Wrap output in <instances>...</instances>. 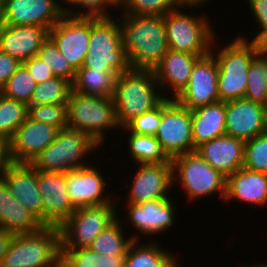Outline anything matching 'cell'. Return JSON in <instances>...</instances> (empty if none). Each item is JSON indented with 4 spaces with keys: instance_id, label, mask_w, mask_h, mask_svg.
I'll return each mask as SVG.
<instances>
[{
    "instance_id": "cell-1",
    "label": "cell",
    "mask_w": 267,
    "mask_h": 267,
    "mask_svg": "<svg viewBox=\"0 0 267 267\" xmlns=\"http://www.w3.org/2000/svg\"><path fill=\"white\" fill-rule=\"evenodd\" d=\"M120 18L122 47L131 68L154 70L169 49L164 16L121 15Z\"/></svg>"
},
{
    "instance_id": "cell-2",
    "label": "cell",
    "mask_w": 267,
    "mask_h": 267,
    "mask_svg": "<svg viewBox=\"0 0 267 267\" xmlns=\"http://www.w3.org/2000/svg\"><path fill=\"white\" fill-rule=\"evenodd\" d=\"M245 37L237 35L236 38L230 40V43H225L224 47H221L219 43L217 47L215 46L216 38L213 41L211 52L218 63L219 101L226 102L244 98L248 68L252 59L264 48L263 44L249 41L250 38ZM217 48H219L218 51Z\"/></svg>"
},
{
    "instance_id": "cell-3",
    "label": "cell",
    "mask_w": 267,
    "mask_h": 267,
    "mask_svg": "<svg viewBox=\"0 0 267 267\" xmlns=\"http://www.w3.org/2000/svg\"><path fill=\"white\" fill-rule=\"evenodd\" d=\"M159 89L153 70L130 68L119 74L113 100L120 128L156 107L164 99Z\"/></svg>"
},
{
    "instance_id": "cell-4",
    "label": "cell",
    "mask_w": 267,
    "mask_h": 267,
    "mask_svg": "<svg viewBox=\"0 0 267 267\" xmlns=\"http://www.w3.org/2000/svg\"><path fill=\"white\" fill-rule=\"evenodd\" d=\"M198 7L202 6L182 4L164 15L166 38L170 50L196 56H205L211 52L213 41L219 35H215L216 32L213 30L216 29H213L212 23H209L208 16L183 12L185 8L198 10Z\"/></svg>"
},
{
    "instance_id": "cell-5",
    "label": "cell",
    "mask_w": 267,
    "mask_h": 267,
    "mask_svg": "<svg viewBox=\"0 0 267 267\" xmlns=\"http://www.w3.org/2000/svg\"><path fill=\"white\" fill-rule=\"evenodd\" d=\"M67 124L88 134L101 147L108 130L120 129L113 97L86 95L71 91L67 101Z\"/></svg>"
},
{
    "instance_id": "cell-6",
    "label": "cell",
    "mask_w": 267,
    "mask_h": 267,
    "mask_svg": "<svg viewBox=\"0 0 267 267\" xmlns=\"http://www.w3.org/2000/svg\"><path fill=\"white\" fill-rule=\"evenodd\" d=\"M60 230L44 226L32 234H14L0 267H59Z\"/></svg>"
},
{
    "instance_id": "cell-7",
    "label": "cell",
    "mask_w": 267,
    "mask_h": 267,
    "mask_svg": "<svg viewBox=\"0 0 267 267\" xmlns=\"http://www.w3.org/2000/svg\"><path fill=\"white\" fill-rule=\"evenodd\" d=\"M99 147L101 148L88 134L67 127L59 130L55 140L30 164L40 171L76 170L89 165V161H86V158H89L87 156L99 150Z\"/></svg>"
},
{
    "instance_id": "cell-8",
    "label": "cell",
    "mask_w": 267,
    "mask_h": 267,
    "mask_svg": "<svg viewBox=\"0 0 267 267\" xmlns=\"http://www.w3.org/2000/svg\"><path fill=\"white\" fill-rule=\"evenodd\" d=\"M114 15L90 17V40L84 68L117 71L119 74L131 68Z\"/></svg>"
},
{
    "instance_id": "cell-9",
    "label": "cell",
    "mask_w": 267,
    "mask_h": 267,
    "mask_svg": "<svg viewBox=\"0 0 267 267\" xmlns=\"http://www.w3.org/2000/svg\"><path fill=\"white\" fill-rule=\"evenodd\" d=\"M173 184H180L185 197L200 200L219 193L223 201L226 195V177L211 167L196 151L179 155L172 160ZM178 181V182H177Z\"/></svg>"
},
{
    "instance_id": "cell-10",
    "label": "cell",
    "mask_w": 267,
    "mask_h": 267,
    "mask_svg": "<svg viewBox=\"0 0 267 267\" xmlns=\"http://www.w3.org/2000/svg\"><path fill=\"white\" fill-rule=\"evenodd\" d=\"M116 204L76 208L59 226L61 250L87 248L97 235L120 216Z\"/></svg>"
},
{
    "instance_id": "cell-11",
    "label": "cell",
    "mask_w": 267,
    "mask_h": 267,
    "mask_svg": "<svg viewBox=\"0 0 267 267\" xmlns=\"http://www.w3.org/2000/svg\"><path fill=\"white\" fill-rule=\"evenodd\" d=\"M155 137L171 160L195 151L191 110L181 106L175 99L164 98L162 119Z\"/></svg>"
},
{
    "instance_id": "cell-12",
    "label": "cell",
    "mask_w": 267,
    "mask_h": 267,
    "mask_svg": "<svg viewBox=\"0 0 267 267\" xmlns=\"http://www.w3.org/2000/svg\"><path fill=\"white\" fill-rule=\"evenodd\" d=\"M64 58L77 71L85 61L90 40V17L63 16L49 31Z\"/></svg>"
},
{
    "instance_id": "cell-13",
    "label": "cell",
    "mask_w": 267,
    "mask_h": 267,
    "mask_svg": "<svg viewBox=\"0 0 267 267\" xmlns=\"http://www.w3.org/2000/svg\"><path fill=\"white\" fill-rule=\"evenodd\" d=\"M217 81L218 63L210 52L195 61L187 87L175 100L189 110L216 103L219 101Z\"/></svg>"
},
{
    "instance_id": "cell-14",
    "label": "cell",
    "mask_w": 267,
    "mask_h": 267,
    "mask_svg": "<svg viewBox=\"0 0 267 267\" xmlns=\"http://www.w3.org/2000/svg\"><path fill=\"white\" fill-rule=\"evenodd\" d=\"M171 194L169 197L164 199H157L153 201L141 202L138 204L126 203L127 214L126 219L128 218L131 223V227L134 231L131 238L133 240L139 239V233L143 235H157L165 234L164 231H168L172 228L175 223V205L172 201ZM128 207V208H127ZM128 215V216H127Z\"/></svg>"
},
{
    "instance_id": "cell-15",
    "label": "cell",
    "mask_w": 267,
    "mask_h": 267,
    "mask_svg": "<svg viewBox=\"0 0 267 267\" xmlns=\"http://www.w3.org/2000/svg\"><path fill=\"white\" fill-rule=\"evenodd\" d=\"M105 176L92 164L65 172V182L71 204L75 208L100 206L114 202L113 195H107ZM106 193V194H105ZM113 198V199H112Z\"/></svg>"
},
{
    "instance_id": "cell-16",
    "label": "cell",
    "mask_w": 267,
    "mask_h": 267,
    "mask_svg": "<svg viewBox=\"0 0 267 267\" xmlns=\"http://www.w3.org/2000/svg\"><path fill=\"white\" fill-rule=\"evenodd\" d=\"M138 165L139 168L129 182L126 203L138 204L169 197L171 188L174 189L172 162Z\"/></svg>"
},
{
    "instance_id": "cell-17",
    "label": "cell",
    "mask_w": 267,
    "mask_h": 267,
    "mask_svg": "<svg viewBox=\"0 0 267 267\" xmlns=\"http://www.w3.org/2000/svg\"><path fill=\"white\" fill-rule=\"evenodd\" d=\"M63 16L62 4L57 0H6L0 23L37 25L49 31Z\"/></svg>"
},
{
    "instance_id": "cell-18",
    "label": "cell",
    "mask_w": 267,
    "mask_h": 267,
    "mask_svg": "<svg viewBox=\"0 0 267 267\" xmlns=\"http://www.w3.org/2000/svg\"><path fill=\"white\" fill-rule=\"evenodd\" d=\"M38 189L43 201V225L59 227L75 210L65 182V172L38 170Z\"/></svg>"
},
{
    "instance_id": "cell-19",
    "label": "cell",
    "mask_w": 267,
    "mask_h": 267,
    "mask_svg": "<svg viewBox=\"0 0 267 267\" xmlns=\"http://www.w3.org/2000/svg\"><path fill=\"white\" fill-rule=\"evenodd\" d=\"M57 127L36 122L29 117L17 128L9 143L13 163H31L56 138Z\"/></svg>"
},
{
    "instance_id": "cell-20",
    "label": "cell",
    "mask_w": 267,
    "mask_h": 267,
    "mask_svg": "<svg viewBox=\"0 0 267 267\" xmlns=\"http://www.w3.org/2000/svg\"><path fill=\"white\" fill-rule=\"evenodd\" d=\"M226 134L248 141L267 132L264 106L248 99L226 101Z\"/></svg>"
},
{
    "instance_id": "cell-21",
    "label": "cell",
    "mask_w": 267,
    "mask_h": 267,
    "mask_svg": "<svg viewBox=\"0 0 267 267\" xmlns=\"http://www.w3.org/2000/svg\"><path fill=\"white\" fill-rule=\"evenodd\" d=\"M2 178L12 195L43 224V199L38 189V170L30 163L11 162Z\"/></svg>"
},
{
    "instance_id": "cell-22",
    "label": "cell",
    "mask_w": 267,
    "mask_h": 267,
    "mask_svg": "<svg viewBox=\"0 0 267 267\" xmlns=\"http://www.w3.org/2000/svg\"><path fill=\"white\" fill-rule=\"evenodd\" d=\"M47 38L48 30L43 26H10L0 23V51L21 63L36 57Z\"/></svg>"
},
{
    "instance_id": "cell-23",
    "label": "cell",
    "mask_w": 267,
    "mask_h": 267,
    "mask_svg": "<svg viewBox=\"0 0 267 267\" xmlns=\"http://www.w3.org/2000/svg\"><path fill=\"white\" fill-rule=\"evenodd\" d=\"M199 57L202 56L168 49L161 62L153 70L161 92L163 90L164 98L175 99L187 87L192 68ZM167 88L170 93L166 94L164 92Z\"/></svg>"
},
{
    "instance_id": "cell-24",
    "label": "cell",
    "mask_w": 267,
    "mask_h": 267,
    "mask_svg": "<svg viewBox=\"0 0 267 267\" xmlns=\"http://www.w3.org/2000/svg\"><path fill=\"white\" fill-rule=\"evenodd\" d=\"M195 151L227 178L243 167L245 141L225 134L200 144Z\"/></svg>"
},
{
    "instance_id": "cell-25",
    "label": "cell",
    "mask_w": 267,
    "mask_h": 267,
    "mask_svg": "<svg viewBox=\"0 0 267 267\" xmlns=\"http://www.w3.org/2000/svg\"><path fill=\"white\" fill-rule=\"evenodd\" d=\"M241 201L250 205L266 206L267 173L252 171L245 167L226 178L224 202Z\"/></svg>"
},
{
    "instance_id": "cell-26",
    "label": "cell",
    "mask_w": 267,
    "mask_h": 267,
    "mask_svg": "<svg viewBox=\"0 0 267 267\" xmlns=\"http://www.w3.org/2000/svg\"><path fill=\"white\" fill-rule=\"evenodd\" d=\"M44 225L28 211L10 192L5 180L0 178V229L13 234H32Z\"/></svg>"
},
{
    "instance_id": "cell-27",
    "label": "cell",
    "mask_w": 267,
    "mask_h": 267,
    "mask_svg": "<svg viewBox=\"0 0 267 267\" xmlns=\"http://www.w3.org/2000/svg\"><path fill=\"white\" fill-rule=\"evenodd\" d=\"M226 102L218 101L191 110L192 137L200 144L226 134Z\"/></svg>"
},
{
    "instance_id": "cell-28",
    "label": "cell",
    "mask_w": 267,
    "mask_h": 267,
    "mask_svg": "<svg viewBox=\"0 0 267 267\" xmlns=\"http://www.w3.org/2000/svg\"><path fill=\"white\" fill-rule=\"evenodd\" d=\"M141 242L133 240L130 243L123 261L126 267H175L178 264L177 256L161 248L156 240Z\"/></svg>"
},
{
    "instance_id": "cell-29",
    "label": "cell",
    "mask_w": 267,
    "mask_h": 267,
    "mask_svg": "<svg viewBox=\"0 0 267 267\" xmlns=\"http://www.w3.org/2000/svg\"><path fill=\"white\" fill-rule=\"evenodd\" d=\"M118 75L117 71L89 69L82 66L76 71L72 91L86 95L113 97Z\"/></svg>"
},
{
    "instance_id": "cell-30",
    "label": "cell",
    "mask_w": 267,
    "mask_h": 267,
    "mask_svg": "<svg viewBox=\"0 0 267 267\" xmlns=\"http://www.w3.org/2000/svg\"><path fill=\"white\" fill-rule=\"evenodd\" d=\"M126 135L129 134L127 148L132 161L136 164H159L165 162H172L163 150L160 142L155 136L131 133L126 127L119 129Z\"/></svg>"
},
{
    "instance_id": "cell-31",
    "label": "cell",
    "mask_w": 267,
    "mask_h": 267,
    "mask_svg": "<svg viewBox=\"0 0 267 267\" xmlns=\"http://www.w3.org/2000/svg\"><path fill=\"white\" fill-rule=\"evenodd\" d=\"M122 220L117 219L103 230L88 246L89 249L100 254L109 256H125L130 243L133 241L131 236H126L123 230ZM125 233V234H124Z\"/></svg>"
},
{
    "instance_id": "cell-32",
    "label": "cell",
    "mask_w": 267,
    "mask_h": 267,
    "mask_svg": "<svg viewBox=\"0 0 267 267\" xmlns=\"http://www.w3.org/2000/svg\"><path fill=\"white\" fill-rule=\"evenodd\" d=\"M244 98L263 106L267 102V50L265 48L252 59L248 68Z\"/></svg>"
},
{
    "instance_id": "cell-33",
    "label": "cell",
    "mask_w": 267,
    "mask_h": 267,
    "mask_svg": "<svg viewBox=\"0 0 267 267\" xmlns=\"http://www.w3.org/2000/svg\"><path fill=\"white\" fill-rule=\"evenodd\" d=\"M125 256H109L91 249L61 250L62 267H119Z\"/></svg>"
},
{
    "instance_id": "cell-34",
    "label": "cell",
    "mask_w": 267,
    "mask_h": 267,
    "mask_svg": "<svg viewBox=\"0 0 267 267\" xmlns=\"http://www.w3.org/2000/svg\"><path fill=\"white\" fill-rule=\"evenodd\" d=\"M71 91V82L62 77L54 76L45 82L36 84L28 105L67 104Z\"/></svg>"
},
{
    "instance_id": "cell-35",
    "label": "cell",
    "mask_w": 267,
    "mask_h": 267,
    "mask_svg": "<svg viewBox=\"0 0 267 267\" xmlns=\"http://www.w3.org/2000/svg\"><path fill=\"white\" fill-rule=\"evenodd\" d=\"M28 117V105L0 93V136L9 141Z\"/></svg>"
},
{
    "instance_id": "cell-36",
    "label": "cell",
    "mask_w": 267,
    "mask_h": 267,
    "mask_svg": "<svg viewBox=\"0 0 267 267\" xmlns=\"http://www.w3.org/2000/svg\"><path fill=\"white\" fill-rule=\"evenodd\" d=\"M36 88V83L27 70L21 64L8 81L1 87L0 93L10 99L29 104L33 92Z\"/></svg>"
},
{
    "instance_id": "cell-37",
    "label": "cell",
    "mask_w": 267,
    "mask_h": 267,
    "mask_svg": "<svg viewBox=\"0 0 267 267\" xmlns=\"http://www.w3.org/2000/svg\"><path fill=\"white\" fill-rule=\"evenodd\" d=\"M46 66L50 68L54 76L62 77L73 83L76 71L58 50L54 42L48 37L41 45L37 55Z\"/></svg>"
},
{
    "instance_id": "cell-38",
    "label": "cell",
    "mask_w": 267,
    "mask_h": 267,
    "mask_svg": "<svg viewBox=\"0 0 267 267\" xmlns=\"http://www.w3.org/2000/svg\"><path fill=\"white\" fill-rule=\"evenodd\" d=\"M180 5L178 0H128L120 15L164 16Z\"/></svg>"
},
{
    "instance_id": "cell-39",
    "label": "cell",
    "mask_w": 267,
    "mask_h": 267,
    "mask_svg": "<svg viewBox=\"0 0 267 267\" xmlns=\"http://www.w3.org/2000/svg\"><path fill=\"white\" fill-rule=\"evenodd\" d=\"M61 3L63 4V15L71 17H111L109 8L114 7L108 0H63ZM64 4L69 5V7ZM72 5L73 7L76 6L75 10ZM78 7L81 9L78 10Z\"/></svg>"
},
{
    "instance_id": "cell-40",
    "label": "cell",
    "mask_w": 267,
    "mask_h": 267,
    "mask_svg": "<svg viewBox=\"0 0 267 267\" xmlns=\"http://www.w3.org/2000/svg\"><path fill=\"white\" fill-rule=\"evenodd\" d=\"M243 167L267 173V132L245 142Z\"/></svg>"
},
{
    "instance_id": "cell-41",
    "label": "cell",
    "mask_w": 267,
    "mask_h": 267,
    "mask_svg": "<svg viewBox=\"0 0 267 267\" xmlns=\"http://www.w3.org/2000/svg\"><path fill=\"white\" fill-rule=\"evenodd\" d=\"M28 117L36 122L67 128V104L59 105H28Z\"/></svg>"
},
{
    "instance_id": "cell-42",
    "label": "cell",
    "mask_w": 267,
    "mask_h": 267,
    "mask_svg": "<svg viewBox=\"0 0 267 267\" xmlns=\"http://www.w3.org/2000/svg\"><path fill=\"white\" fill-rule=\"evenodd\" d=\"M163 100L153 109L134 118L125 127L136 134L155 136L162 119Z\"/></svg>"
},
{
    "instance_id": "cell-43",
    "label": "cell",
    "mask_w": 267,
    "mask_h": 267,
    "mask_svg": "<svg viewBox=\"0 0 267 267\" xmlns=\"http://www.w3.org/2000/svg\"><path fill=\"white\" fill-rule=\"evenodd\" d=\"M250 12L254 16V23L257 26V33H255L252 40L249 41L257 42L260 44L267 43V0H246Z\"/></svg>"
},
{
    "instance_id": "cell-44",
    "label": "cell",
    "mask_w": 267,
    "mask_h": 267,
    "mask_svg": "<svg viewBox=\"0 0 267 267\" xmlns=\"http://www.w3.org/2000/svg\"><path fill=\"white\" fill-rule=\"evenodd\" d=\"M22 64L30 72L36 84L45 82L54 77V74L50 68L47 67L45 62H43L38 56L32 57Z\"/></svg>"
},
{
    "instance_id": "cell-45",
    "label": "cell",
    "mask_w": 267,
    "mask_h": 267,
    "mask_svg": "<svg viewBox=\"0 0 267 267\" xmlns=\"http://www.w3.org/2000/svg\"><path fill=\"white\" fill-rule=\"evenodd\" d=\"M21 64L18 59L0 51V89Z\"/></svg>"
},
{
    "instance_id": "cell-46",
    "label": "cell",
    "mask_w": 267,
    "mask_h": 267,
    "mask_svg": "<svg viewBox=\"0 0 267 267\" xmlns=\"http://www.w3.org/2000/svg\"><path fill=\"white\" fill-rule=\"evenodd\" d=\"M10 163L9 143L3 136H0V178Z\"/></svg>"
},
{
    "instance_id": "cell-47",
    "label": "cell",
    "mask_w": 267,
    "mask_h": 267,
    "mask_svg": "<svg viewBox=\"0 0 267 267\" xmlns=\"http://www.w3.org/2000/svg\"><path fill=\"white\" fill-rule=\"evenodd\" d=\"M13 236H14L13 233L6 231L4 229H0V265L4 255L6 254L9 248Z\"/></svg>"
},
{
    "instance_id": "cell-48",
    "label": "cell",
    "mask_w": 267,
    "mask_h": 267,
    "mask_svg": "<svg viewBox=\"0 0 267 267\" xmlns=\"http://www.w3.org/2000/svg\"><path fill=\"white\" fill-rule=\"evenodd\" d=\"M180 4L182 5H201L209 4L210 0H178Z\"/></svg>"
},
{
    "instance_id": "cell-49",
    "label": "cell",
    "mask_w": 267,
    "mask_h": 267,
    "mask_svg": "<svg viewBox=\"0 0 267 267\" xmlns=\"http://www.w3.org/2000/svg\"><path fill=\"white\" fill-rule=\"evenodd\" d=\"M108 1L114 6V9L117 8L120 11L128 0H108Z\"/></svg>"
},
{
    "instance_id": "cell-50",
    "label": "cell",
    "mask_w": 267,
    "mask_h": 267,
    "mask_svg": "<svg viewBox=\"0 0 267 267\" xmlns=\"http://www.w3.org/2000/svg\"><path fill=\"white\" fill-rule=\"evenodd\" d=\"M5 1L6 0H0V22H1V19H2L3 11H4Z\"/></svg>"
},
{
    "instance_id": "cell-51",
    "label": "cell",
    "mask_w": 267,
    "mask_h": 267,
    "mask_svg": "<svg viewBox=\"0 0 267 267\" xmlns=\"http://www.w3.org/2000/svg\"><path fill=\"white\" fill-rule=\"evenodd\" d=\"M265 263H266V262H264V264H263V263H262V264H261V263H260V264H259V263H256V265H255V264H254V265H249V264H246V265H245V264H244V266H245V267H267V263H266V264H265ZM257 264H258V265H257Z\"/></svg>"
},
{
    "instance_id": "cell-52",
    "label": "cell",
    "mask_w": 267,
    "mask_h": 267,
    "mask_svg": "<svg viewBox=\"0 0 267 267\" xmlns=\"http://www.w3.org/2000/svg\"><path fill=\"white\" fill-rule=\"evenodd\" d=\"M265 109V117H266V123H267V102L264 104Z\"/></svg>"
},
{
    "instance_id": "cell-53",
    "label": "cell",
    "mask_w": 267,
    "mask_h": 267,
    "mask_svg": "<svg viewBox=\"0 0 267 267\" xmlns=\"http://www.w3.org/2000/svg\"><path fill=\"white\" fill-rule=\"evenodd\" d=\"M263 47L267 50V43H265V44L263 45Z\"/></svg>"
},
{
    "instance_id": "cell-54",
    "label": "cell",
    "mask_w": 267,
    "mask_h": 267,
    "mask_svg": "<svg viewBox=\"0 0 267 267\" xmlns=\"http://www.w3.org/2000/svg\"><path fill=\"white\" fill-rule=\"evenodd\" d=\"M119 267H126V265L124 263H122Z\"/></svg>"
}]
</instances>
